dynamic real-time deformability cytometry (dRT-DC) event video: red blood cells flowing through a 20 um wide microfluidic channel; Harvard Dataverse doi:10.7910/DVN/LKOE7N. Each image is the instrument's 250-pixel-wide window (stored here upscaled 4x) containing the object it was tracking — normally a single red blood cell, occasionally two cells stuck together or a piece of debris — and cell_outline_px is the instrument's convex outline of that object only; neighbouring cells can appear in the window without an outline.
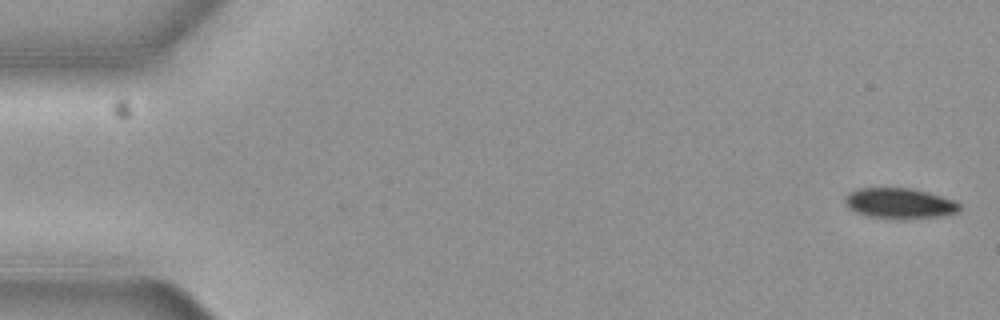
{"species": "common noctule bat (a hibernating species)", "species_latin": "Nyctalus noctula", "temperature_condition": "cold", "stored_images_in_passage": 8, "camera_frame_rate_fps": 3000, "um_per_image_px": 0.085, "animal": {"sex": "female", "body_mass_g": 19.3, "forearm_length_mm": 54.1}, "frame": {"image": 1, "passage_image": 1, "time_ms": 0.0, "image_size_px": [1000, 320], "cell_outline_px": [[960, 208], [956, 212], [944, 216], [908, 220], [888, 220], [868, 216], [856, 212], [848, 208], [844, 200], [844, 196], [848, 192], [856, 188], [912, 188], [928, 192], [952, 200], [960, 204]], "centroid_in_image_um": [76.42, 17.31], "position_along_channel_um": 8.6, "area_um2": 20.92}}
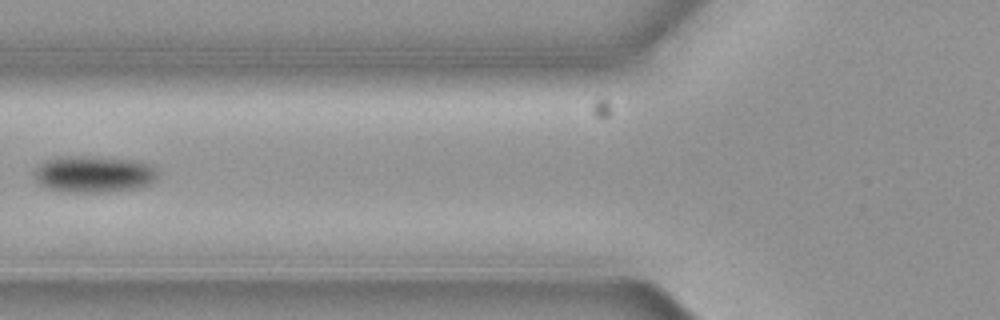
{"frame": {"image": 2, "passage_image": 7, "time_ms": 2.0, "image_size_px": [1000, 320], "cell_outline_px": [[160, 172], [156, 180], [148, 184], [136, 188], [108, 192], [60, 192], [48, 188], [40, 184], [36, 180], [32, 172], [44, 160], [56, 156], [96, 156], [136, 160], [148, 164], [156, 168]], "centroid_in_image_um": [7.96, 14.79], "position_along_channel_um": 117.8, "area_um2": 26.93}}
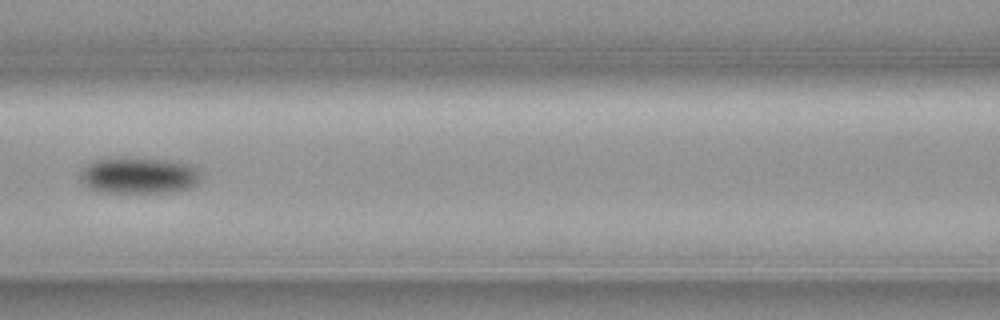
{"frame": {"image": 3, "passage_image": 8, "time_ms": 2.333, "image_size_px": [1000, 320], "cell_outline_px": [[200, 180], [196, 184], [188, 188], [168, 192], [100, 192], [84, 184], [80, 180], [80, 172], [88, 164], [96, 160], [108, 156], [136, 156], [176, 160], [192, 164], [200, 172]], "centroid_in_image_um": [11.81, 14.85], "position_along_channel_um": 154.8, "area_um2": 26.36}}